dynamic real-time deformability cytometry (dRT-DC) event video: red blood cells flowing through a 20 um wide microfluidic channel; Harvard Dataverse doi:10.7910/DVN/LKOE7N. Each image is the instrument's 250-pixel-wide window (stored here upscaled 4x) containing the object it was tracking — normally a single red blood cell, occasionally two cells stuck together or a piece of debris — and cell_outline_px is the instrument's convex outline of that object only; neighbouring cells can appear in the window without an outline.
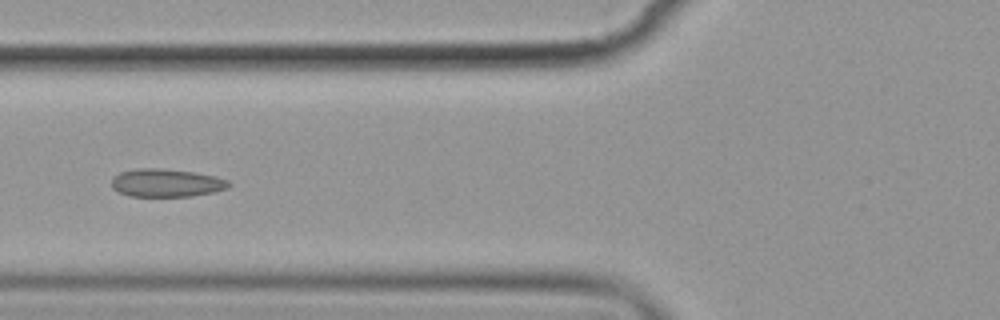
{"species": "common noctule bat (a hibernating species)", "species_latin": "Nyctalus noctula", "temperature_condition": "cold", "stored_images_in_passage": 10, "camera_frame_rate_fps": 3000, "um_per_image_px": 0.085, "animal": {"sex": "female", "body_mass_g": 19.9}, "frame": {"image": 1, "passage_image": 7, "time_ms": 7.0, "image_size_px": [1000, 320], "cell_outline_px": [[232, 184], [228, 188], [212, 192], [192, 196], [128, 196], [112, 188], [112, 176], [120, 172], [136, 168], [160, 168], [192, 172], [216, 176], [228, 180]], "centroid_in_image_um": [14.13, 15.54], "position_along_channel_um": 111.7, "area_um2": 19.19}}
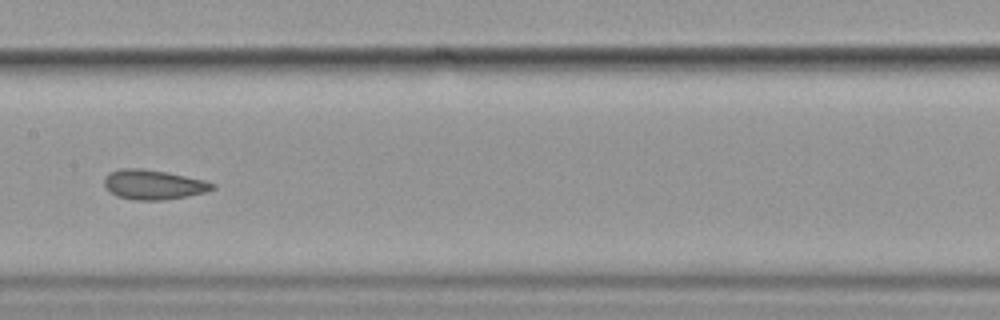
{"frame": {"image": 2, "passage_image": 9, "time_ms": 9.333, "image_size_px": [1000, 320], "cell_outline_px": [[216, 188], [204, 192], [164, 200], [136, 200], [116, 196], [104, 184], [104, 176], [108, 172], [120, 168], [140, 168], [164, 172], [204, 180], [216, 184]], "centroid_in_image_um": [13.01, 15.68], "position_along_channel_um": 194.4, "area_um2": 18.5}}
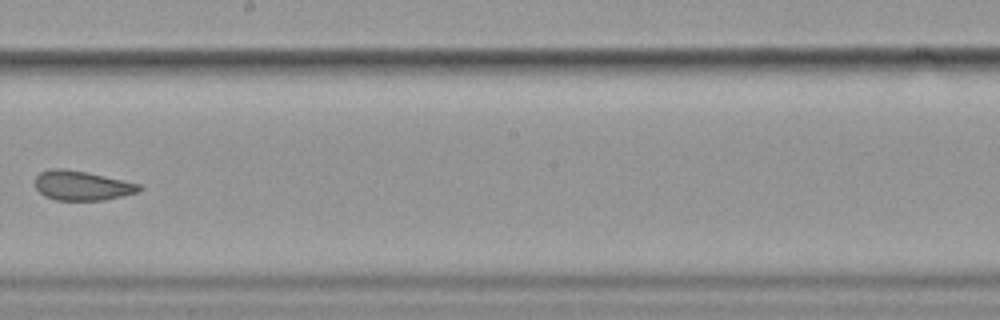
{"frame": {"image": 3, "passage_image": 10, "time_ms": 10.667, "image_size_px": [1000, 320], "cell_outline_px": [[144, 188], [140, 192], [104, 200], [56, 200], [44, 196], [36, 188], [36, 176], [40, 172], [48, 168], [64, 168], [88, 172], [140, 184]], "centroid_in_image_um": [6.98, 15.77], "position_along_channel_um": 241.2, "area_um2": 18.09}}